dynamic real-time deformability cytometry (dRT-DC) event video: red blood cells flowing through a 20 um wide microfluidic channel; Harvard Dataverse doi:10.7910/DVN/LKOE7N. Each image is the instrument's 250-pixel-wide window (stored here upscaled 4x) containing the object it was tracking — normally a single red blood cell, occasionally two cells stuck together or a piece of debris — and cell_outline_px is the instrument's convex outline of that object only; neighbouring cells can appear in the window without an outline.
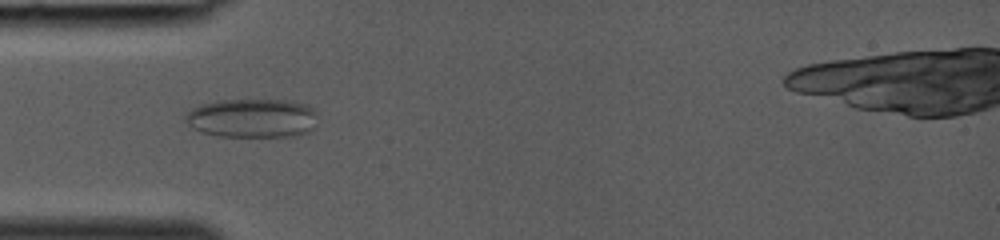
{"species": "common noctule bat (a hibernating species)", "species_latin": "Nyctalus noctula", "temperature_condition": "room temperature", "stored_images_in_passage": 24, "camera_frame_rate_fps": 3000, "um_per_image_px": 0.085, "animal": {"sex": "female", "body_mass_g": 19.0, "forearm_length_mm": 53.3}, "frame": {"image": 1, "passage_image": 12, "time_ms": 3.667, "image_size_px": [1000, 240], "cell_outline_px": [[316, 112], [312, 128], [308, 132], [296, 136], [216, 136], [200, 132], [192, 128], [184, 120], [184, 112], [200, 104], [216, 100], [288, 100], [308, 104]], "centroid_in_image_um": [21.37, 10.03], "position_along_channel_um": 63.6, "area_um2": 30.35}}
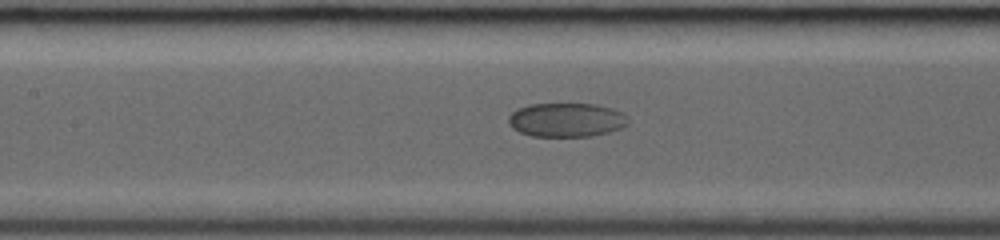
{"frame": {"image": 2, "passage_image": 18, "time_ms": 5.667, "image_size_px": [1000, 240], "cell_outline_px": [[628, 124], [620, 128], [608, 132], [592, 136], [532, 136], [520, 132], [512, 128], [508, 124], [508, 116], [512, 112], [528, 104], [596, 104], [612, 108], [624, 112], [628, 116]], "centroid_in_image_um": [48.16, 10.19], "position_along_channel_um": 159.2, "area_um2": 23.81}}
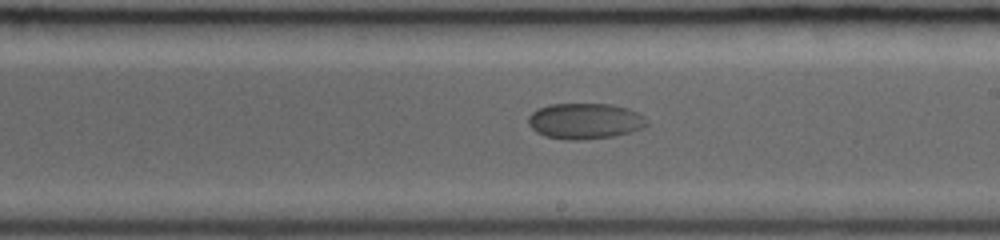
{"frame": {"image": 3, "passage_image": 23, "time_ms": 7.333, "image_size_px": [1000, 240], "cell_outline_px": [[648, 124], [644, 128], [616, 136], [580, 140], [568, 140], [544, 136], [536, 132], [528, 124], [528, 116], [532, 112], [540, 108], [552, 104], [608, 104], [628, 108], [644, 116], [648, 120]], "centroid_in_image_um": [49.74, 10.3], "position_along_channel_um": 239.3, "area_um2": 24.85}}